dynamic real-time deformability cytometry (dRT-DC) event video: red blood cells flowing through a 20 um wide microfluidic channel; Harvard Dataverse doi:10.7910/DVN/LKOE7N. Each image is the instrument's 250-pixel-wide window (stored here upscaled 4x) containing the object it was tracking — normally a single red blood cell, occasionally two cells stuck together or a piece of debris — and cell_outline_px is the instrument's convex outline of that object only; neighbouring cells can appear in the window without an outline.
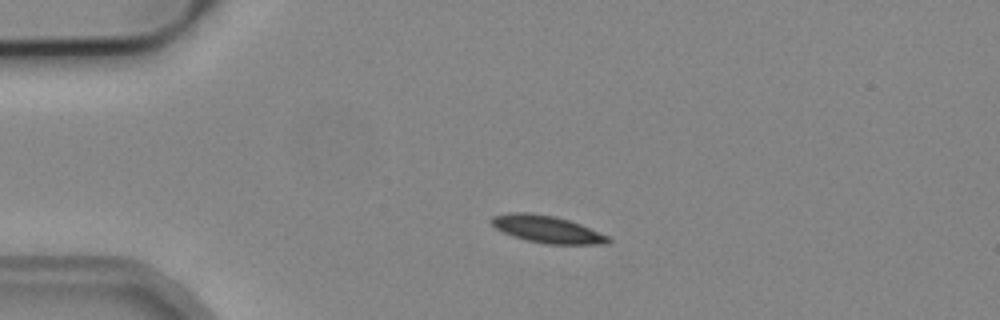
{"species": "common noctule bat (a hibernating species)", "species_latin": "Nyctalus noctula", "temperature_condition": "cold", "stored_images_in_passage": 3, "camera_frame_rate_fps": 3000, "um_per_image_px": 0.085, "animal": {"sex": "male", "body_mass_g": 19.2, "forearm_length_mm": 51.8}, "frame": {"image": 1, "passage_image": 2, "time_ms": 0.333, "image_size_px": [1000, 320], "cell_outline_px": [[612, 240], [604, 244], [544, 244], [528, 240], [504, 232], [496, 228], [492, 224], [492, 216], [508, 212], [532, 212], [556, 216], [580, 224], [608, 236]], "centroid_in_image_um": [46.5, 19.47], "position_along_channel_um": 38.5, "area_um2": 18.32}}